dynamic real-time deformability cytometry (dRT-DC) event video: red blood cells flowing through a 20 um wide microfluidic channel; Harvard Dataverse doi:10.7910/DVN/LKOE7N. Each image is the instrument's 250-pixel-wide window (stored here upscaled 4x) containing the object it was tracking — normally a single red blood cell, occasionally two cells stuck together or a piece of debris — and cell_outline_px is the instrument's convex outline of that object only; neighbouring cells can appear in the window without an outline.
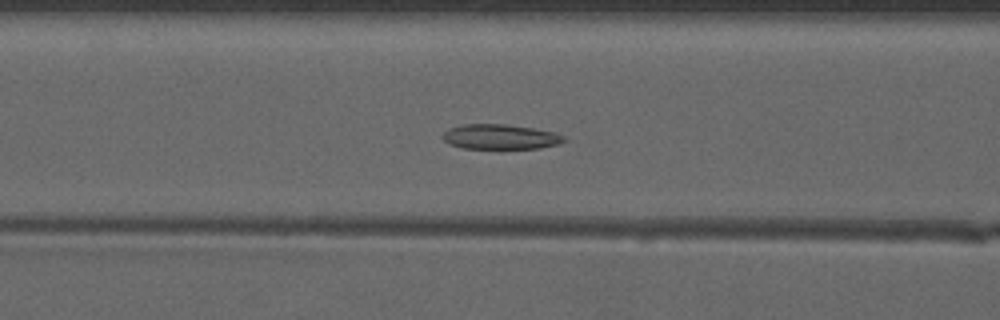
{"species": "common noctule bat (a hibernating species)", "species_latin": "Nyctalus noctula", "temperature_condition": "warm", "stored_images_in_passage": 43, "camera_frame_rate_fps": 3000, "um_per_image_px": 0.085, "animal": {"sex": "male", "forearm_length_mm": 52.5}, "frame": {"image": 1, "passage_image": 13, "time_ms": 4.0, "image_size_px": [1000, 320], "cell_outline_px": [[568, 140], [560, 144], [540, 148], [460, 148], [448, 144], [440, 136], [448, 128], [464, 124], [504, 124], [532, 128], [556, 132], [564, 136]], "centroid_in_image_um": [42.52, 11.63], "position_along_channel_um": 124.1, "area_um2": 17.8}}
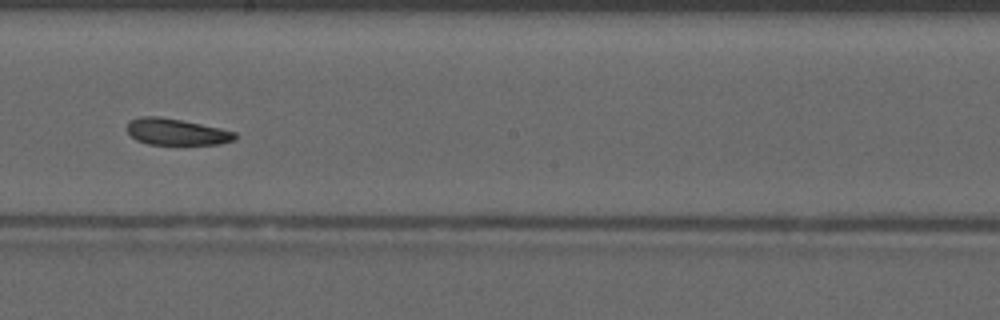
{"frame": {"image": 2, "passage_image": 21, "time_ms": 6.667, "image_size_px": [1000, 320], "cell_outline_px": [[236, 140], [220, 144], [148, 144], [136, 140], [124, 128], [132, 120], [140, 116], [160, 116], [220, 128], [236, 132]], "centroid_in_image_um": [14.99, 11.21], "position_along_channel_um": 233.2, "area_um2": 16.59}}
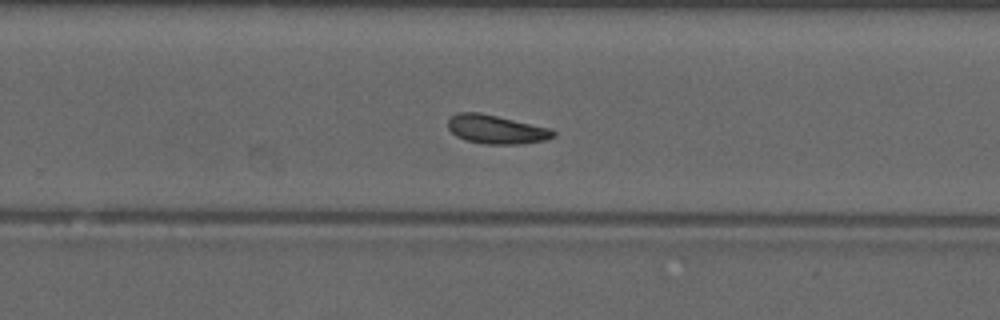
{"frame": {"image": 3, "passage_image": 25, "time_ms": 8.0, "image_size_px": [1000, 320], "cell_outline_px": [[556, 136], [544, 140], [520, 144], [484, 144], [468, 140], [456, 136], [448, 128], [448, 120], [452, 116], [460, 112], [480, 112], [552, 128], [556, 132]], "centroid_in_image_um": [42.21, 10.99], "position_along_channel_um": 287.6, "area_um2": 17.69}, "authors_computed_cell_mechanics": {"area_um2": 17.6868, "velocity_mm_per_s": 4.1009, "shape_relaxation_time_tau1_ms": null, "shape_relaxation_time_tau2_ms": 7.0297, "deformation_change_tau1": null, "deformation_change_tau2": 0.1588}}